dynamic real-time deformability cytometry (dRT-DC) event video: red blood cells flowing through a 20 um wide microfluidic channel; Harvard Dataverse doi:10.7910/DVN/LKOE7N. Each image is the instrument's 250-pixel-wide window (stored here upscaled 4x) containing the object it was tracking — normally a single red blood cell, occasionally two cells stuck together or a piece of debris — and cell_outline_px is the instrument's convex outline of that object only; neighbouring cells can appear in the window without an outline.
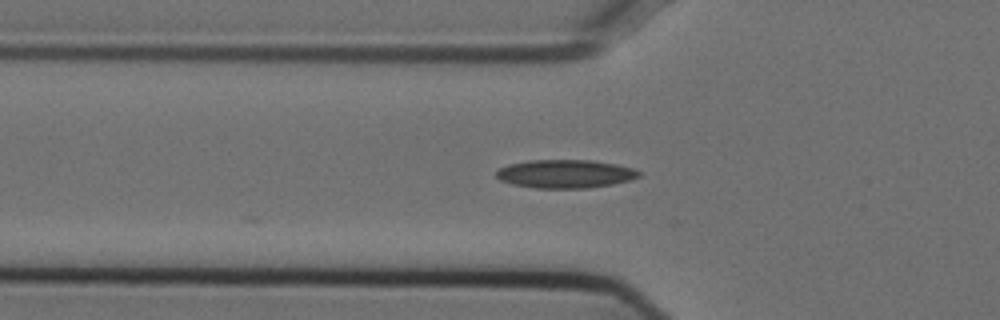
{"species": "Egyptian fruit bat (a non-hibernating species)", "species_latin": "Rousettus aegyptiacus", "temperature_condition": "cold", "stored_images_in_passage": 38, "camera_frame_rate_fps": 3000, "um_per_image_px": 0.085, "animal": {"sex": "female"}, "frame": {"image": 1, "passage_image": 3, "time_ms": 0.667, "image_size_px": [1000, 320], "cell_outline_px": [[640, 176], [628, 180], [612, 184], [588, 188], [536, 188], [512, 184], [500, 180], [496, 176], [496, 172], [500, 168], [508, 164], [528, 160], [592, 160], [616, 164], [632, 168], [640, 172]], "centroid_in_image_um": [48.02, 14.77], "position_along_channel_um": 77.8, "area_um2": 23.52}}
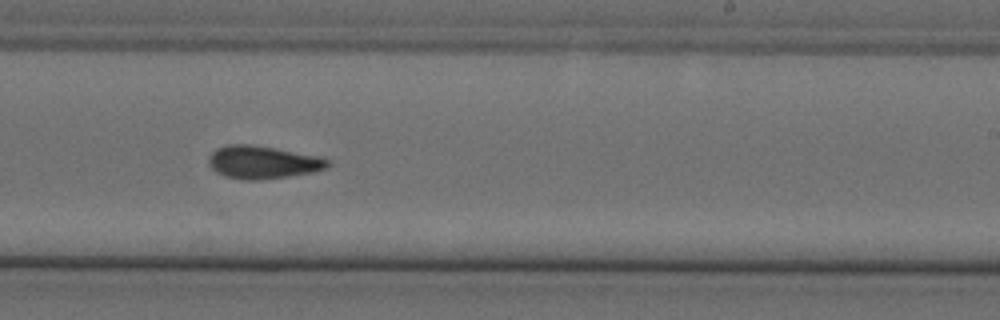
{"frame": {"image": 2, "passage_image": 18, "time_ms": 5.667, "image_size_px": [1000, 320], "cell_outline_px": [[332, 164], [328, 168], [312, 172], [288, 176], [260, 180], [240, 180], [224, 176], [216, 172], [208, 164], [208, 156], [216, 148], [228, 144], [252, 144], [324, 156], [332, 160]], "centroid_in_image_um": [22.38, 13.78], "position_along_channel_um": 266.6, "area_um2": 23.41}}
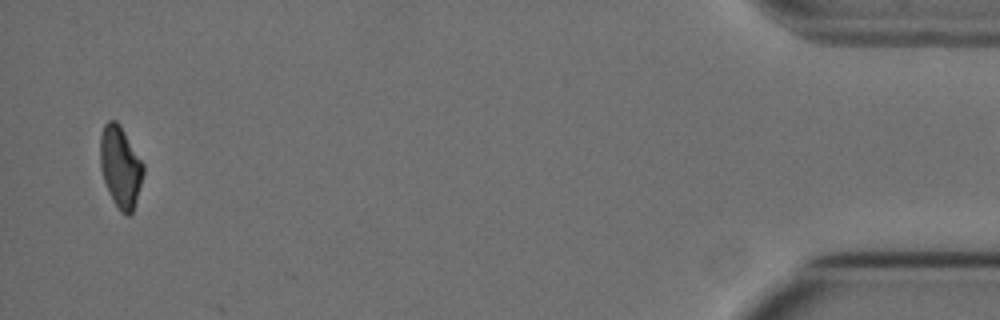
{"frame": {"image": 3, "passage_image": 37, "time_ms": 12.0, "image_size_px": [1000, 320], "cell_outline_px": [[144, 172], [136, 200], [132, 212], [128, 216], [124, 216], [120, 212], [112, 200], [108, 192], [100, 168], [100, 136], [104, 124], [108, 120], [116, 120], [120, 124], [144, 164]], "centroid_in_image_um": [10.22, 14.18], "position_along_channel_um": 425.0, "area_um2": 20.58}}